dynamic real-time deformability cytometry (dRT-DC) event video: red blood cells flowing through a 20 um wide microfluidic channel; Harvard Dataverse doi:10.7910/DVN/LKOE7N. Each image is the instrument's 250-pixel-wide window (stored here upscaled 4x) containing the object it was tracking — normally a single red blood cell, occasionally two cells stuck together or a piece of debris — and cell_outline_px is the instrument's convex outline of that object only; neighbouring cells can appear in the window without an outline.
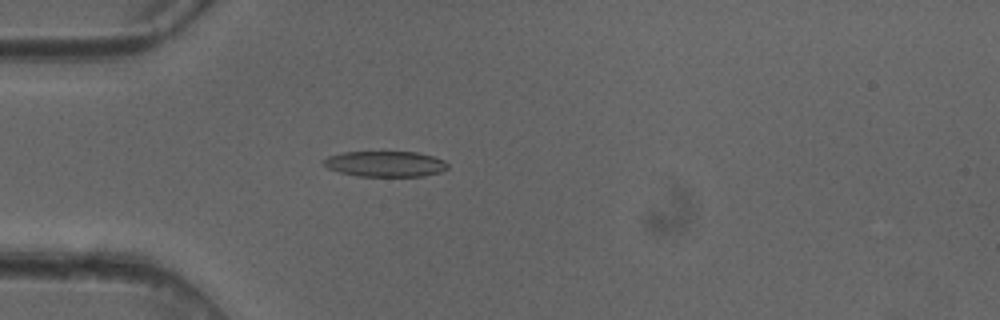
{"species": "common noctule bat (a hibernating species)", "species_latin": "Nyctalus noctula", "temperature_condition": "cold", "stored_images_in_passage": 37, "camera_frame_rate_fps": 3000, "um_per_image_px": 0.085, "animal": {"sex": "female"}, "frame": {"image": 1, "passage_image": 1, "time_ms": 0.0, "image_size_px": [1000, 320], "cell_outline_px": [[448, 168], [440, 172], [424, 176], [356, 176], [340, 172], [328, 168], [320, 160], [328, 156], [344, 152], [416, 152], [432, 156], [444, 160], [448, 164]], "centroid_in_image_um": [32.74, 13.93], "position_along_channel_um": 52.3, "area_um2": 18.55}}
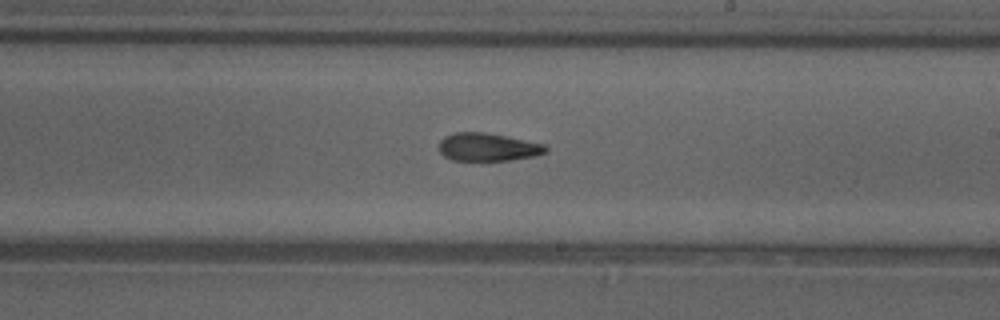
{"frame": {"image": 2, "passage_image": 16, "time_ms": 5.0, "image_size_px": [1000, 320], "cell_outline_px": [[548, 152], [536, 156], [508, 160], [452, 160], [444, 156], [440, 152], [440, 140], [444, 136], [456, 132], [484, 132], [544, 144], [548, 148]], "centroid_in_image_um": [41.47, 12.5], "position_along_channel_um": 247.5, "area_um2": 17.28}}
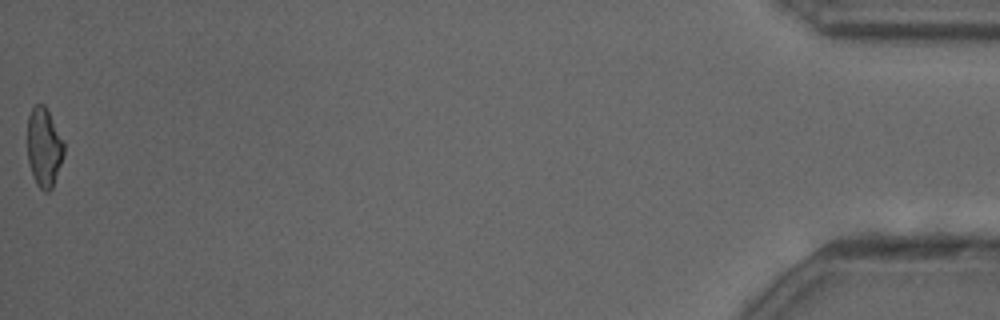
{"frame": {"image": 3, "passage_image": 37, "time_ms": 12.0, "image_size_px": [1000, 320], "cell_outline_px": [[64, 156], [52, 188], [48, 192], [44, 192], [36, 184], [28, 164], [28, 116], [32, 108], [36, 104], [44, 104], [64, 140]], "centroid_in_image_um": [3.75, 12.54], "position_along_channel_um": 431.4, "area_um2": 16.94}, "authors_computed_cell_mechanics": {"area_um2": 17.8602, "velocity_mm_per_s": 4.0939, "shape_relaxation_time_tau1_ms": 6.5536, "shape_relaxation_time_tau2_ms": 4.1227, "deformation_change_tau1": 0.1697, "deformation_change_tau2": 0.1328}}